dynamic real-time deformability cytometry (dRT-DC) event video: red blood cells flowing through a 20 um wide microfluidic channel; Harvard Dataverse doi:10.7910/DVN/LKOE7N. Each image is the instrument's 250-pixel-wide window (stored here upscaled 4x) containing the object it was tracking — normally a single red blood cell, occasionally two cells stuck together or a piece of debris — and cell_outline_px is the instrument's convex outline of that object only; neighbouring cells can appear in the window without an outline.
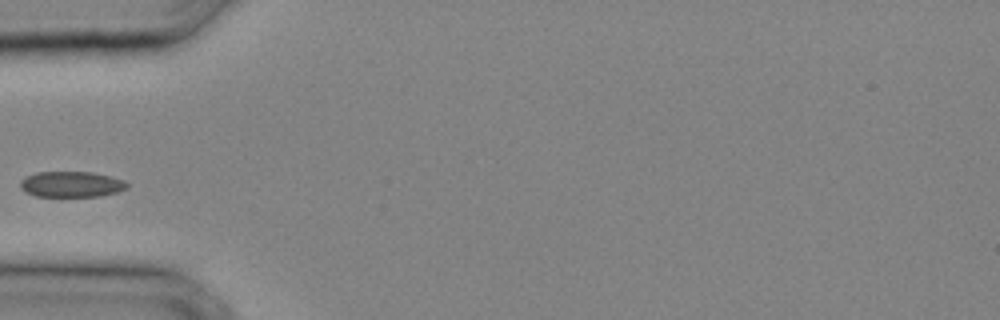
{"species": "common noctule bat (a hibernating species)", "species_latin": "Nyctalus noctula", "temperature_condition": "cold", "stored_images_in_passage": 21, "camera_frame_rate_fps": 3000, "um_per_image_px": 0.085, "animal": {"sex": "male", "body_mass_g": 20.4}, "frame": {"image": 1, "passage_image": 1, "time_ms": 0.0, "image_size_px": [1000, 320], "cell_outline_px": [[128, 188], [116, 192], [100, 196], [36, 196], [20, 188], [20, 180], [36, 172], [92, 172], [124, 180], [128, 184]], "centroid_in_image_um": [6.07, 15.66], "position_along_channel_um": 78.9, "area_um2": 15.84}}
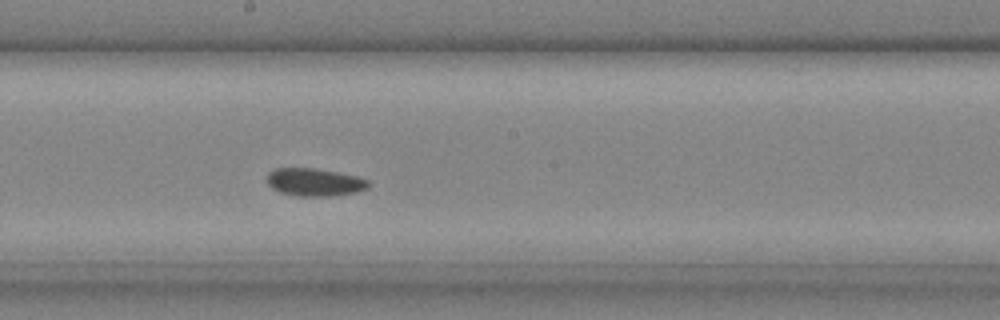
{"frame": {"image": 2, "passage_image": 8, "time_ms": 2.333, "image_size_px": [1000, 320], "cell_outline_px": [[372, 184], [368, 188], [356, 192], [332, 196], [300, 196], [280, 192], [272, 188], [268, 184], [268, 172], [276, 168], [316, 168], [356, 176], [368, 180]], "centroid_in_image_um": [26.76, 15.48], "position_along_channel_um": 221.4, "area_um2": 16.42}}
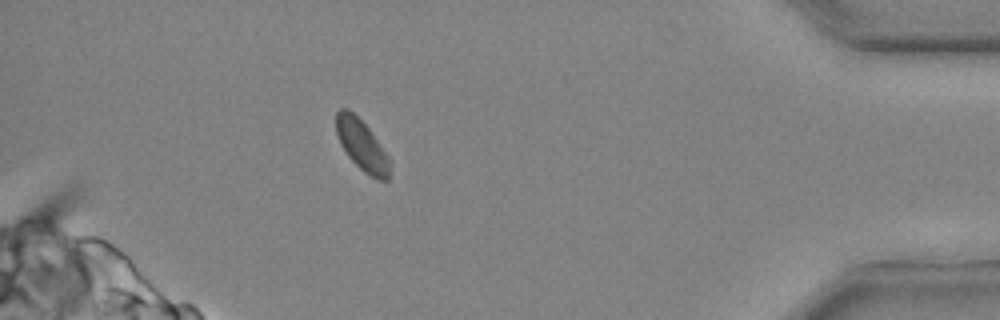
{"frame": {"image": 3, "passage_image": 19, "time_ms": 6.0, "image_size_px": [1000, 320], "cell_outline_px": [[392, 164], [388, 180], [376, 180], [364, 172], [348, 156], [340, 144], [336, 132], [336, 112], [340, 108], [348, 108], [368, 128], [392, 160]], "centroid_in_image_um": [30.79, 12.38], "position_along_channel_um": 404.4, "area_um2": 16.01}}